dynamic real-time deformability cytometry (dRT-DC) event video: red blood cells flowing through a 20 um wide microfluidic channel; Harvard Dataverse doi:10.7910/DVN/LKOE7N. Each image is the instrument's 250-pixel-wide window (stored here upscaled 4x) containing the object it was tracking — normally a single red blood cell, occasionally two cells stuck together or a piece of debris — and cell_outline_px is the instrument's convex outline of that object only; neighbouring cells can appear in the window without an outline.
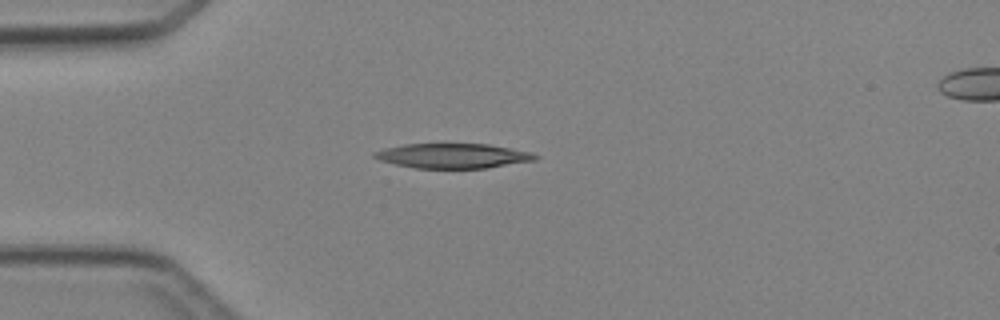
{"species": "Egyptian fruit bat (a non-hibernating species)", "species_latin": "Rousettus aegyptiacus", "temperature_condition": "cold", "stored_images_in_passage": 4, "camera_frame_rate_fps": 3000, "um_per_image_px": 0.085, "animal": {"sex": "female"}, "frame": {"image": 1, "passage_image": 3, "time_ms": 3.333, "image_size_px": [1000, 320], "cell_outline_px": [[540, 156], [536, 160], [484, 168], [416, 168], [396, 164], [380, 160], [372, 156], [372, 152], [384, 148], [404, 144], [488, 144], [532, 152]], "centroid_in_image_um": [38.49, 13.24], "position_along_channel_um": 46.5, "area_um2": 23.12}}